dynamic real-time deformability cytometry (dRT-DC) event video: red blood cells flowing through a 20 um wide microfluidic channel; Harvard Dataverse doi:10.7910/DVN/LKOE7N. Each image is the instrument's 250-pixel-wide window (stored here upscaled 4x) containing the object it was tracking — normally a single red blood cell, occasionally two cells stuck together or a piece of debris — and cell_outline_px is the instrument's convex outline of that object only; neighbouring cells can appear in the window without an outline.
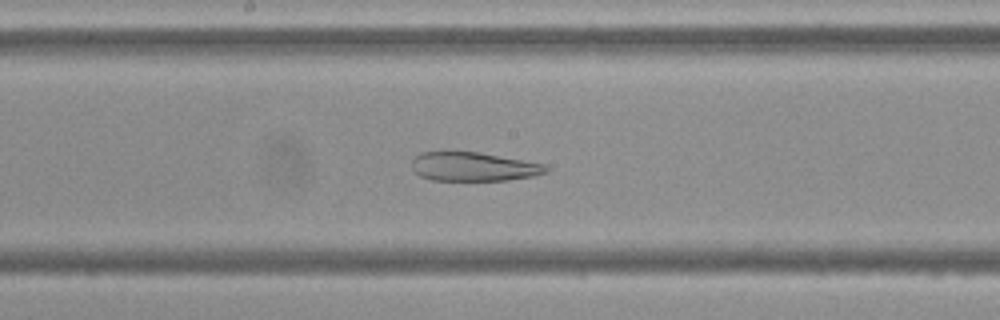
{"species": "Egyptian fruit bat (a non-hibernating species)", "species_latin": "Rousettus aegyptiacus", "temperature_condition": "cold", "stored_images_in_passage": 55, "camera_frame_rate_fps": 3000, "um_per_image_px": 0.085, "frame": {"image": 1, "passage_image": 29, "time_ms": 9.333, "image_size_px": [1000, 320], "cell_outline_px": [[548, 172], [532, 176], [508, 180], [432, 180], [420, 176], [412, 168], [412, 160], [420, 152], [480, 152], [544, 164], [548, 168]], "centroid_in_image_um": [40.24, 14.17], "position_along_channel_um": 208.0, "area_um2": 22.43}}
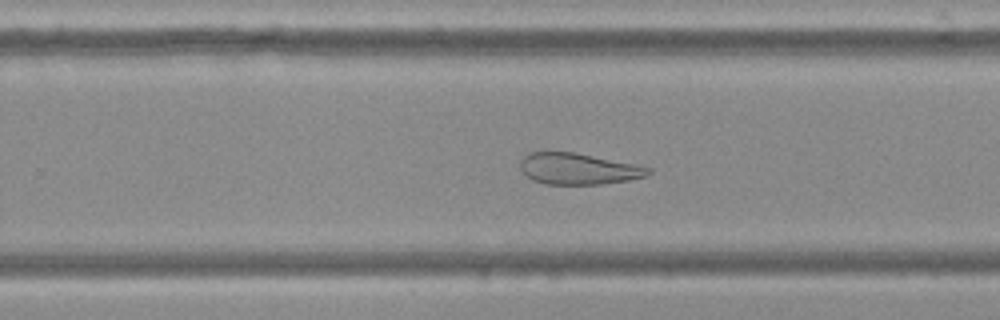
{"frame": {"image": 2, "passage_image": 35, "time_ms": 11.333, "image_size_px": [1000, 320], "cell_outline_px": [[652, 172], [648, 176], [628, 180], [600, 184], [544, 184], [532, 180], [520, 168], [520, 160], [528, 152], [572, 152], [636, 164], [652, 168]], "centroid_in_image_um": [49.17, 14.35], "position_along_channel_um": 280.6, "area_um2": 23.29}}
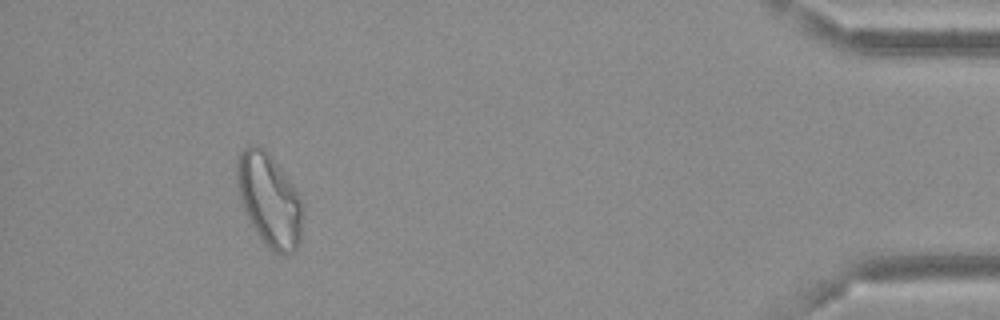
{"frame": {"image": 3, "passage_image": 51, "time_ms": 16.667, "image_size_px": [1000, 320], "cell_outline_px": [[304, 204], [300, 240], [296, 248], [292, 252], [284, 256], [272, 252], [268, 248], [256, 232], [244, 212], [236, 184], [236, 160], [240, 152], [244, 148], [252, 144], [256, 144], [268, 152], [280, 168]], "centroid_in_image_um": [22.87, 17.02], "position_along_channel_um": 412.3, "area_um2": 35.72}}